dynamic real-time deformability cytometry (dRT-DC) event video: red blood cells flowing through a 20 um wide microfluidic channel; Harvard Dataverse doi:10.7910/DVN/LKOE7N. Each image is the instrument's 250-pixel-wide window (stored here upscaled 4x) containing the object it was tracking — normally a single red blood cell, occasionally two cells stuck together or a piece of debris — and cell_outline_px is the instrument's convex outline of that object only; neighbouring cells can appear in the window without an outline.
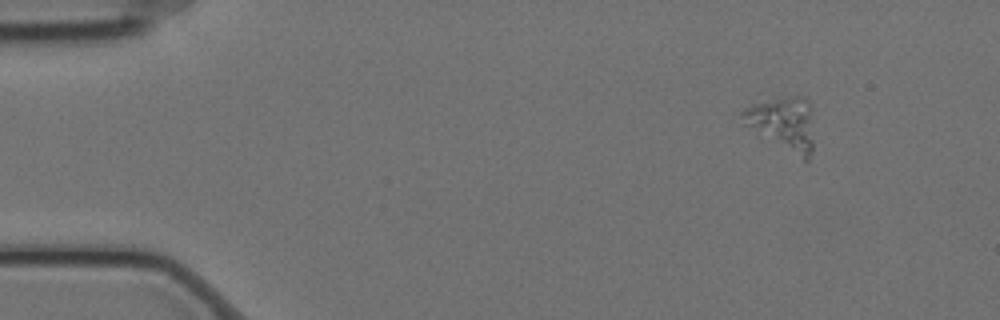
{"species": "Egyptian fruit bat (a non-hibernating species)", "species_latin": "Rousettus aegyptiacus", "temperature_condition": "cold", "stored_images_in_passage": 5, "segment_of_instrument_passage": [2, 2], "camera_frame_rate_fps": 3000, "um_per_image_px": 0.085, "animal": {"sex": "female"}, "frame": {"image": 1, "passage_image": 5, "time_ms": 1.333, "image_size_px": [1000, 320], "cell_outline_px": [[812, 152], [808, 160], [804, 160], [744, 124], [740, 112], [744, 108], [752, 104], [772, 96], [804, 96], [808, 100], [812, 140]], "centroid_in_image_um": [66.53, 10.43], "position_along_channel_um": 18.5, "area_um2": 21.85}}